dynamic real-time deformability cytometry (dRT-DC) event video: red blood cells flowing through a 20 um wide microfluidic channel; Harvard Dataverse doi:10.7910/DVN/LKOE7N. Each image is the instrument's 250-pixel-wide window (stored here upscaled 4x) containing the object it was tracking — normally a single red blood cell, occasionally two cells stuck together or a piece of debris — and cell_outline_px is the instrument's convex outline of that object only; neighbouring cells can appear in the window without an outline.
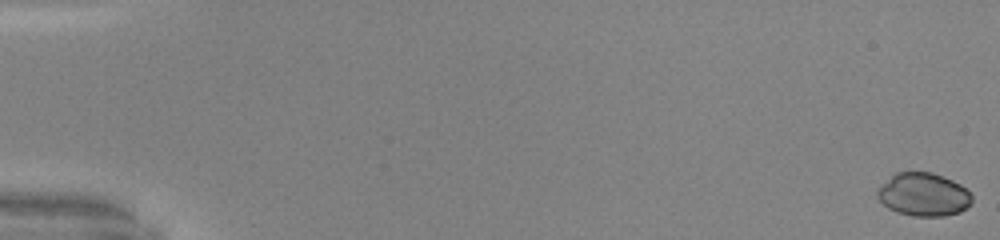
{"species": "common noctule bat (a hibernating species)", "species_latin": "Nyctalus noctula", "temperature_condition": "warm", "stored_images_in_passage": 52, "camera_frame_rate_fps": 3000, "um_per_image_px": 0.085, "animal": {"sex": "male", "body_mass_g": 20.0, "forearm_length_mm": 53.3}, "frame": {"image": 1, "passage_image": 1, "time_ms": 0.0, "image_size_px": [1000, 240], "cell_outline_px": [[972, 200], [960, 212], [944, 216], [912, 216], [896, 212], [888, 208], [876, 196], [876, 192], [896, 172], [932, 172], [952, 180], [960, 184], [972, 196]], "centroid_in_image_um": [78.49, 16.54], "position_along_channel_um": 6.5, "area_um2": 23.47}}
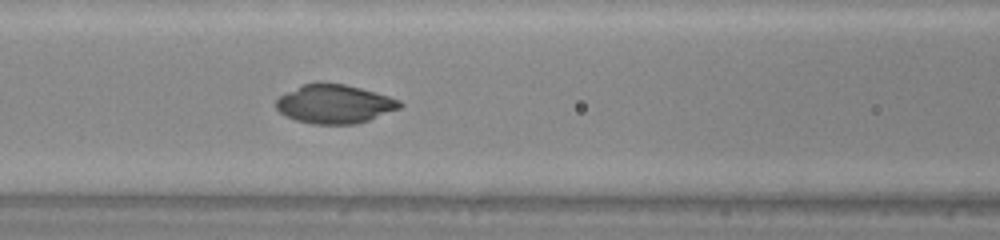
{"frame": {"image": 2, "passage_image": 24, "time_ms": 7.667, "image_size_px": [1000, 240], "cell_outline_px": [[404, 104], [400, 108], [368, 120], [356, 124], [312, 124], [296, 120], [284, 116], [276, 108], [276, 100], [280, 96], [304, 84], [316, 80], [320, 80], [344, 84], [376, 92], [400, 100]], "centroid_in_image_um": [28.42, 8.82], "position_along_channel_um": 138.2, "area_um2": 28.21}}
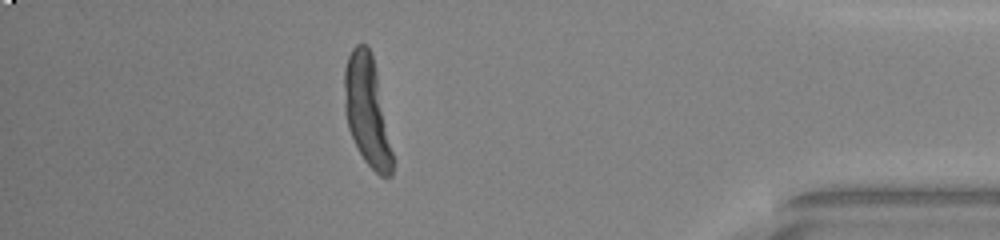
{"frame": {"image": 3, "passage_image": 46, "time_ms": 15.0, "image_size_px": [1000, 240], "cell_outline_px": [[392, 176], [380, 176], [364, 160], [348, 128], [344, 112], [344, 68], [348, 56], [352, 48], [356, 44], [368, 44], [372, 56], [376, 72], [392, 152]], "centroid_in_image_um": [31.16, 9.39], "position_along_channel_um": 404.0, "area_um2": 30.11}, "authors_computed_cell_mechanics": {"area_um2": 27.3683, "velocity_mm_per_s": 4.1473, "shape_relaxation_time_tau1_ms": 3.3295, "shape_relaxation_time_tau2_ms": null, "deformation_change_tau1": 0.2169, "deformation_change_tau2": null}}